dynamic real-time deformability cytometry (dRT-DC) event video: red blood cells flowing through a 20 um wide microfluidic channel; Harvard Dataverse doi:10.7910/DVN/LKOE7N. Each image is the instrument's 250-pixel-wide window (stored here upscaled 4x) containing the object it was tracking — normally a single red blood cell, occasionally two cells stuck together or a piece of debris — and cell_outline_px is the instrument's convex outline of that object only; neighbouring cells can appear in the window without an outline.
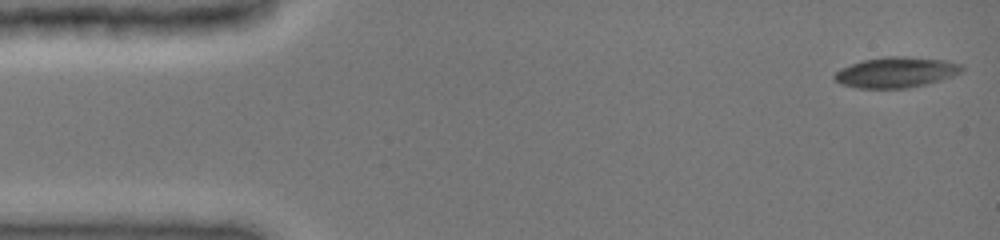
{"species": "common noctule bat (a hibernating species)", "species_latin": "Nyctalus noctula", "temperature_condition": "cold", "stored_images_in_passage": 47, "camera_frame_rate_fps": 3000, "um_per_image_px": 0.085, "animal": {"sex": "female", "body_mass_g": 19.0, "forearm_length_mm": 51.5}, "frame": {"image": 1, "passage_image": 1, "time_ms": 0.0, "image_size_px": [1000, 240], "cell_outline_px": [[964, 68], [960, 72], [952, 76], [940, 80], [908, 88], [860, 88], [840, 84], [832, 76], [840, 68], [864, 60], [884, 56], [904, 56], [948, 60], [964, 64]], "centroid_in_image_um": [76.19, 6.13], "position_along_channel_um": 8.8, "area_um2": 22.72}}
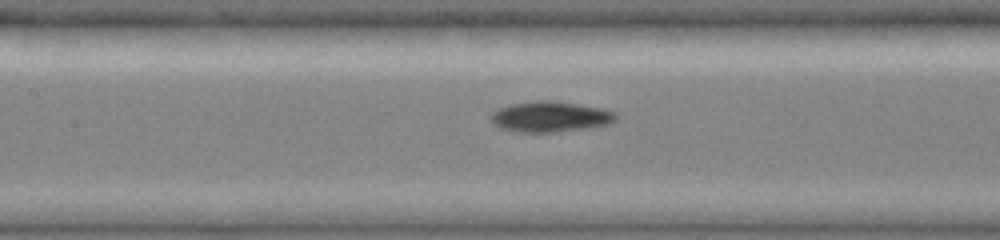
{"frame": {"image": 2, "passage_image": 21, "time_ms": 6.667, "image_size_px": [1000, 240], "cell_outline_px": [[616, 120], [612, 124], [592, 128], [556, 132], [516, 132], [500, 128], [492, 120], [492, 112], [496, 108], [508, 104], [536, 100], [548, 100], [604, 108], [616, 112]], "centroid_in_image_um": [46.81, 9.92], "position_along_channel_um": 160.6, "area_um2": 22.6}}
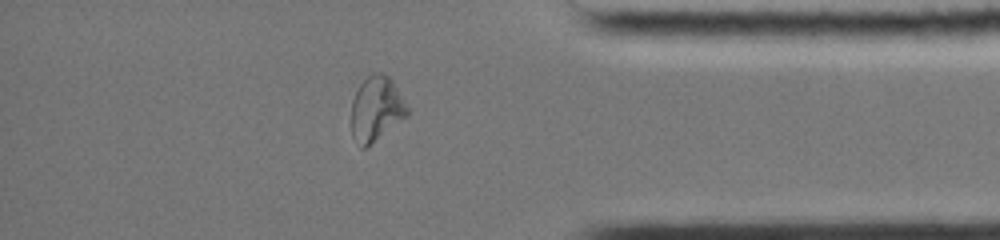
{"frame": {"image": 3, "passage_image": 40, "time_ms": 13.0, "image_size_px": [1000, 240], "cell_outline_px": [[408, 116], [364, 148], [360, 148], [352, 136], [352, 100], [360, 84], [368, 76], [376, 72], [380, 72], [388, 76], [392, 80], [408, 108]], "centroid_in_image_um": [31.97, 9.25], "position_along_channel_um": 403.2, "area_um2": 20.75}, "authors_computed_cell_mechanics": {"area_um2": 21.7328, "velocity_mm_per_s": 3.9866, "shape_relaxation_time_tau1_ms": 6.553, "shape_relaxation_time_tau2_ms": 4.3119, "deformation_change_tau1": 0.2375, "deformation_change_tau2": 0.1135}}